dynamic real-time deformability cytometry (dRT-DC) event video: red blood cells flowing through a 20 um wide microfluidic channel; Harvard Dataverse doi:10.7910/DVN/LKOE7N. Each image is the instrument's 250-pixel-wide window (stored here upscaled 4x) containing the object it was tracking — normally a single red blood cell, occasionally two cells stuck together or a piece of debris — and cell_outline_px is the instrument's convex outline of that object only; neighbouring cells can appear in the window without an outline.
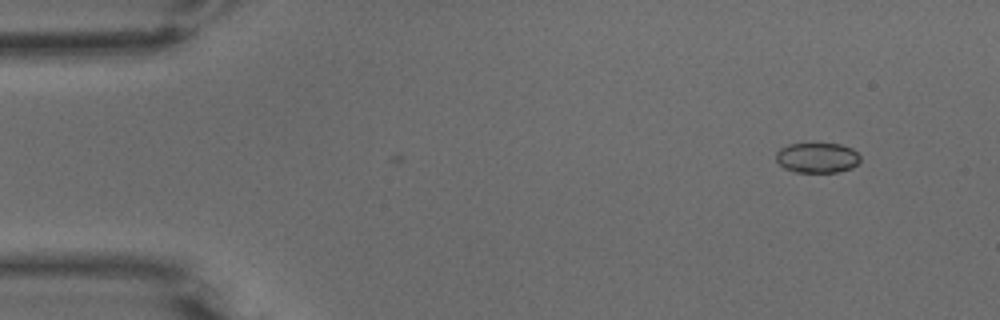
{"species": "common noctule bat (a hibernating species)", "species_latin": "Nyctalus noctula", "temperature_condition": "warm", "stored_images_in_passage": 4, "camera_frame_rate_fps": 3000, "um_per_image_px": 0.085, "animal": {"sex": "male", "body_mass_g": 15.6}, "frame": {"image": 1, "passage_image": 1, "time_ms": 0.0, "image_size_px": [1000, 320], "cell_outline_px": [[860, 160], [852, 168], [836, 172], [796, 172], [784, 168], [776, 160], [776, 152], [780, 148], [788, 144], [840, 144], [852, 148], [860, 156]], "centroid_in_image_um": [69.45, 13.41], "position_along_channel_um": 15.5, "area_um2": 14.74}}